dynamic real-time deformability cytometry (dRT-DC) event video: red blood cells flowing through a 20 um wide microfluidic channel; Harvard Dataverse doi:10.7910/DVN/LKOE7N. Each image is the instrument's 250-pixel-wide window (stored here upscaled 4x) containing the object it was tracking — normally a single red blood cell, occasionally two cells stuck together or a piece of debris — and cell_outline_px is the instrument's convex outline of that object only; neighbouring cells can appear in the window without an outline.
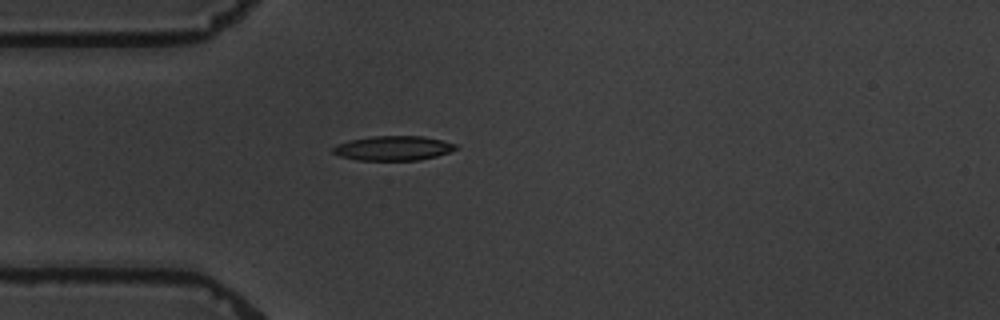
{"species": "common noctule bat (a hibernating species)", "species_latin": "Nyctalus noctula", "temperature_condition": "warm", "stored_images_in_passage": 1, "camera_frame_rate_fps": 3000, "um_per_image_px": 0.085, "animal": {"sex": "male", "body_mass_g": 19.5, "forearm_length_mm": 54.6}, "frame": {"image": 1, "passage_image": 1, "time_ms": 0.0, "image_size_px": [1000, 320], "cell_outline_px": [[460, 148], [436, 156], [420, 160], [356, 160], [340, 156], [332, 152], [332, 148], [336, 144], [348, 140], [372, 136], [424, 136], [456, 144]], "centroid_in_image_um": [33.4, 12.59], "position_along_channel_um": 51.6, "area_um2": 17.63}}